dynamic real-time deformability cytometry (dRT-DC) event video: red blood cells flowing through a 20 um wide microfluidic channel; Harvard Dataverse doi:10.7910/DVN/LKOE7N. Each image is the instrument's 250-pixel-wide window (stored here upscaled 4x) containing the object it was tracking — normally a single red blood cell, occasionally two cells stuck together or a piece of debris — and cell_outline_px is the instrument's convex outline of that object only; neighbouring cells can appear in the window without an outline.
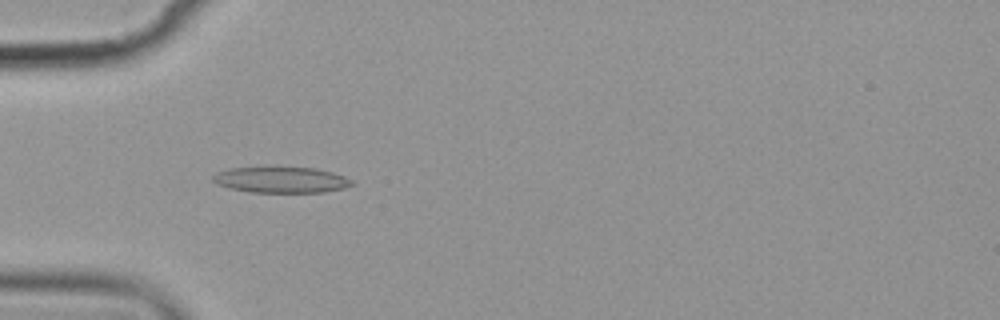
{"species": "common noctule bat (a hibernating species)", "species_latin": "Nyctalus noctula", "temperature_condition": "cold", "stored_images_in_passage": 5, "camera_frame_rate_fps": 3000, "um_per_image_px": 0.085, "animal": {"sex": "female", "body_mass_g": 19.9}, "frame": {"image": 1, "passage_image": 4, "time_ms": 3.667, "image_size_px": [1000, 320], "cell_outline_px": [[356, 184], [344, 188], [324, 192], [248, 192], [228, 188], [216, 184], [212, 180], [212, 176], [216, 172], [228, 168], [276, 164], [316, 168], [332, 172], [344, 176], [352, 180]], "centroid_in_image_um": [23.85, 15.23], "position_along_channel_um": 61.2, "area_um2": 22.25}}
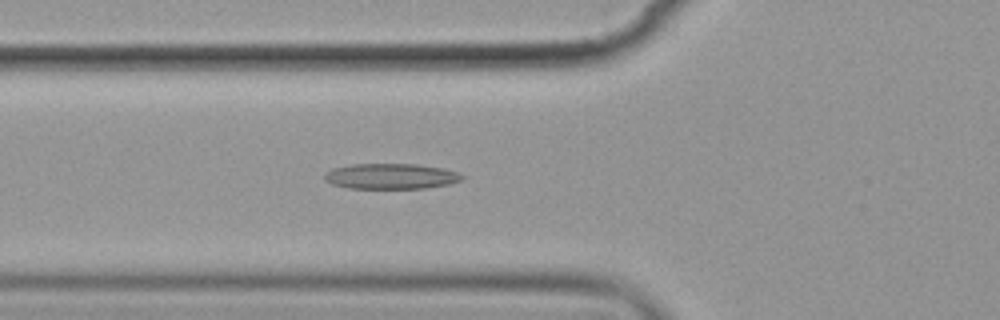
{"frame": {"image": 2, "passage_image": 5, "time_ms": 4.667, "image_size_px": [1000, 320], "cell_outline_px": [[464, 176], [460, 180], [448, 184], [424, 188], [348, 188], [332, 184], [324, 180], [324, 176], [332, 168], [352, 164], [416, 164], [444, 168], [456, 172]], "centroid_in_image_um": [33.2, 14.98], "position_along_channel_um": 92.6, "area_um2": 20.29}}